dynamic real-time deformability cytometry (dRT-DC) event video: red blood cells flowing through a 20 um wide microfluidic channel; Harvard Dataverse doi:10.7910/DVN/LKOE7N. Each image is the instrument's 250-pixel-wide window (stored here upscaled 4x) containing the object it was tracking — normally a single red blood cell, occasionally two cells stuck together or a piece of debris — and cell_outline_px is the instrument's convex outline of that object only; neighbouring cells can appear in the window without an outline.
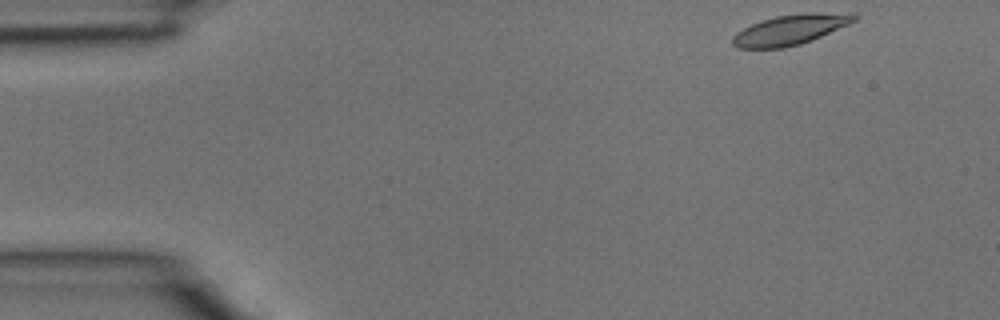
{"species": "common noctule bat (a hibernating species)", "species_latin": "Nyctalus noctula", "temperature_condition": "room temperature", "stored_images_in_passage": 2, "camera_frame_rate_fps": 3000, "um_per_image_px": 0.085, "animal": {"sex": "male", "body_mass_g": 15.6}, "frame": {"image": 1, "passage_image": 1, "time_ms": 0.0, "image_size_px": [1000, 320], "cell_outline_px": [[860, 16], [856, 20], [848, 24], [812, 40], [800, 44], [784, 48], [736, 48], [732, 44], [732, 36], [736, 32], [760, 20], [776, 16], [804, 12], [852, 12]], "centroid_in_image_um": [67.2, 2.5], "position_along_channel_um": 17.8, "area_um2": 21.68}}